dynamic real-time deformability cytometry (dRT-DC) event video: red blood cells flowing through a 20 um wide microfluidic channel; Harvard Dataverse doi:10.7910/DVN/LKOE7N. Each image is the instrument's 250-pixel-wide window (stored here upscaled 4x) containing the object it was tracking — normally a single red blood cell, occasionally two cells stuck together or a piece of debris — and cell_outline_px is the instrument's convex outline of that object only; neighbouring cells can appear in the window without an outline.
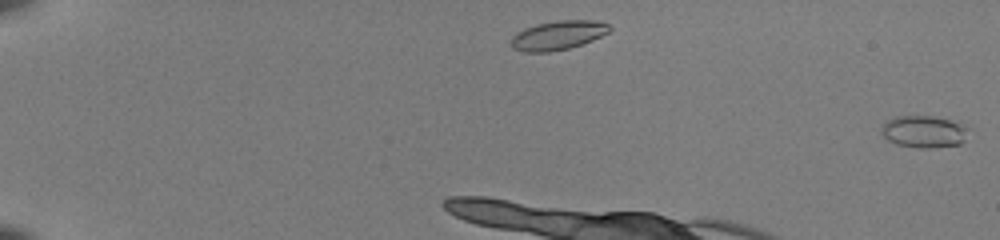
{"species": "common noctule bat (a hibernating species)", "species_latin": "Nyctalus noctula", "temperature_condition": "room temperature", "stored_images_in_passage": 3, "camera_frame_rate_fps": 3000, "um_per_image_px": 0.085, "animal": {"sex": "female", "body_mass_g": 22.0, "forearm_length_mm": 56.7}, "frame": {"image": 1, "passage_image": 3, "time_ms": 0.667, "image_size_px": [1000, 240], "cell_outline_px": [[964, 140], [960, 144], [928, 148], [920, 148], [896, 144], [888, 140], [880, 132], [880, 128], [892, 116], [932, 116], [948, 120], [964, 128]], "centroid_in_image_um": [78.4, 11.19], "position_along_channel_um": 6.6, "area_um2": 15.72}}